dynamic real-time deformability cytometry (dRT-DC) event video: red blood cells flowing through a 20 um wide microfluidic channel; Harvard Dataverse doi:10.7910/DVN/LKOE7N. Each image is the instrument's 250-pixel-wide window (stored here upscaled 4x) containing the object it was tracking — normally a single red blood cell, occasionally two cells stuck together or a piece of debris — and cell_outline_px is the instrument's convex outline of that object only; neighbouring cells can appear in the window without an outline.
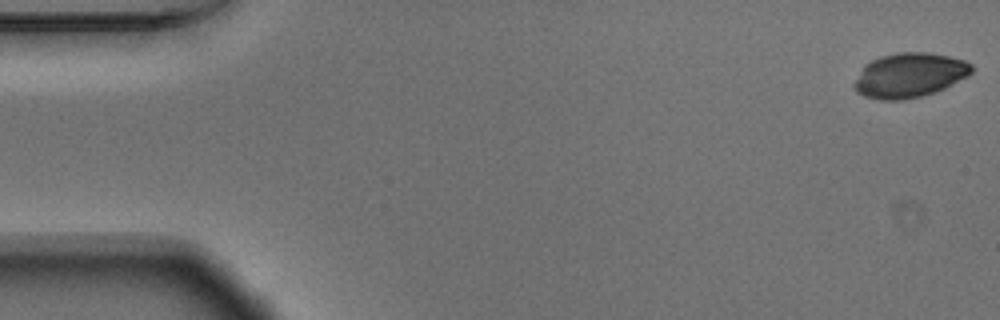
{"species": "Egyptian fruit bat (a non-hibernating species)", "species_latin": "Rousettus aegyptiacus", "temperature_condition": "warm", "stored_images_in_passage": 54, "camera_frame_rate_fps": 3000, "um_per_image_px": 0.085, "animal": {"sex": "male"}, "frame": {"image": 1, "passage_image": 1, "time_ms": 0.0, "image_size_px": [1000, 320], "cell_outline_px": [[972, 72], [968, 76], [944, 88], [920, 96], [904, 100], [880, 100], [864, 96], [856, 92], [852, 84], [864, 64], [880, 56], [896, 52], [928, 52], [948, 56], [964, 60], [972, 64]], "centroid_in_image_um": [77.27, 6.39], "position_along_channel_um": 7.7, "area_um2": 30.58}}
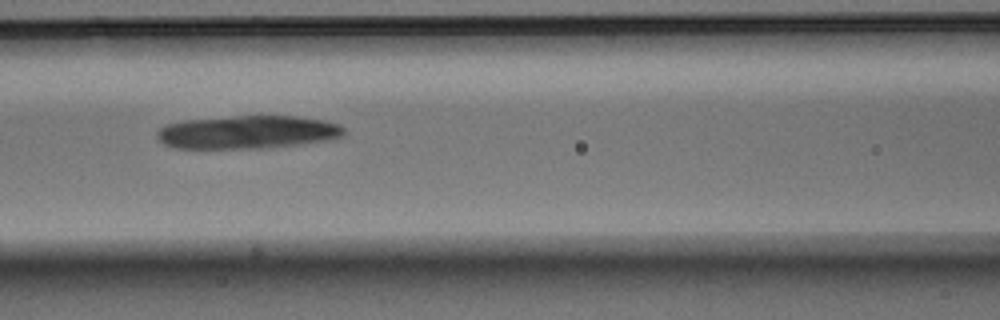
{"frame": {"image": 2, "passage_image": 23, "time_ms": 7.333, "image_size_px": [1000, 320], "cell_outline_px": [[344, 132], [336, 140], [272, 148], [176, 148], [164, 144], [156, 136], [156, 132], [160, 128], [168, 124], [184, 120], [236, 116], [296, 116], [324, 120], [340, 124], [344, 128]], "centroid_in_image_um": [21.11, 11.24], "position_along_channel_um": 145.5, "area_um2": 36.47}}
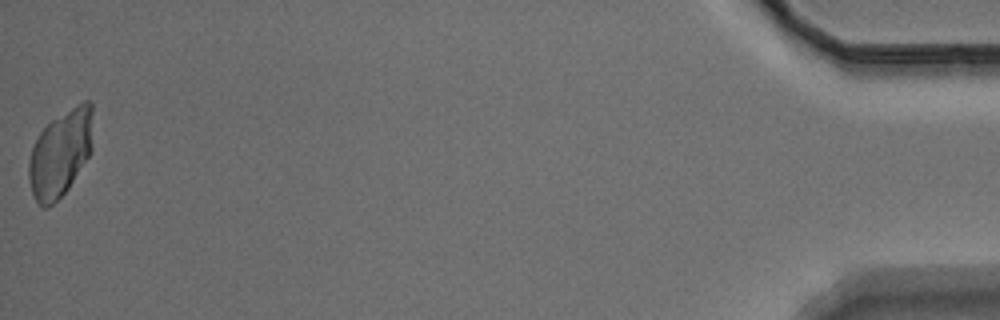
{"frame": {"image": 3, "passage_image": 54, "time_ms": 17.667, "image_size_px": [1000, 320], "cell_outline_px": [[92, 148], [88, 156], [68, 188], [48, 208], [44, 208], [36, 204], [32, 192], [28, 176], [28, 160], [32, 148], [40, 132], [52, 120], [76, 104], [84, 100], [92, 100]], "centroid_in_image_um": [5.13, 13.03], "position_along_channel_um": 430.1, "area_um2": 32.25}}